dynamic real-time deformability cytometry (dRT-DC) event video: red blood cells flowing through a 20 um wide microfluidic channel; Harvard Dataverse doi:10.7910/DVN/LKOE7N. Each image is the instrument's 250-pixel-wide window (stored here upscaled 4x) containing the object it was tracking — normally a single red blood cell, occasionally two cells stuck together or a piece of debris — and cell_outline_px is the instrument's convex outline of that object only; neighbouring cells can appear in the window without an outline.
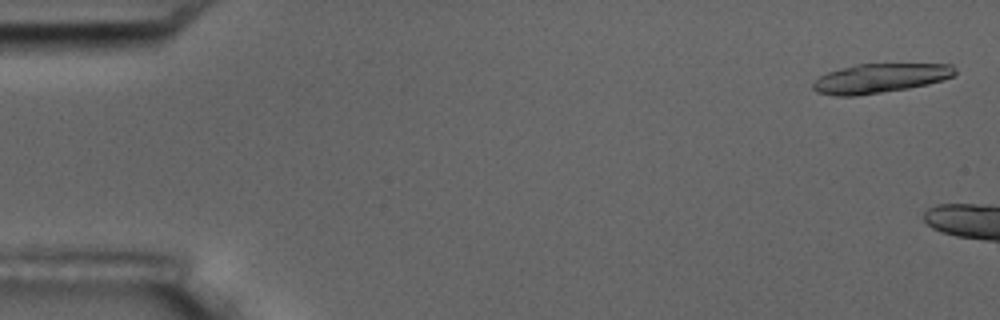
{"species": "common noctule bat (a hibernating species)", "species_latin": "Nyctalus noctula", "temperature_condition": "room temperature", "stored_images_in_passage": 3, "camera_frame_rate_fps": 3000, "um_per_image_px": 0.085, "animal": {"sex": "male", "body_mass_g": 17.5, "forearm_length_mm": 52.3}, "frame": {"image": 1, "passage_image": 1, "time_ms": 0.0, "image_size_px": [1000, 320], "cell_outline_px": [[956, 72], [952, 76], [944, 80], [928, 84], [908, 88], [856, 96], [836, 96], [816, 92], [812, 88], [812, 84], [820, 76], [828, 72], [840, 68], [856, 64], [952, 64], [956, 68]], "centroid_in_image_um": [74.8, 6.65], "position_along_channel_um": 10.2, "area_um2": 24.28}}